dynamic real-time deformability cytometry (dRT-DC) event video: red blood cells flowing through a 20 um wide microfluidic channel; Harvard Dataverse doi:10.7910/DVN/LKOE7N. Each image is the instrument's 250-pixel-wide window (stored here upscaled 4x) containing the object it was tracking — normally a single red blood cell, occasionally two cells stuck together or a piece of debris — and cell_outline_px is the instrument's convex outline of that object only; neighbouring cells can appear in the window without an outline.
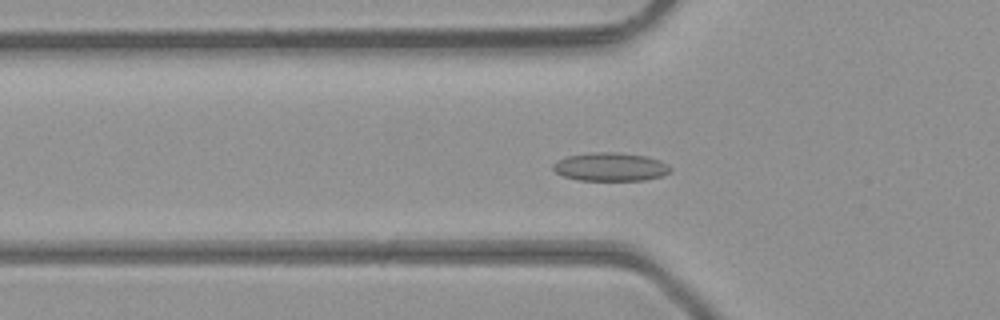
{"species": "common noctule bat (a hibernating species)", "species_latin": "Nyctalus noctula", "temperature_condition": "room temperature", "stored_images_in_passage": 34, "camera_frame_rate_fps": 3000, "um_per_image_px": 0.085, "animal": {"sex": "male", "body_mass_g": 23.1, "forearm_length_mm": 52.7}, "frame": {"image": 1, "passage_image": 2, "time_ms": 0.333, "image_size_px": [1000, 320], "cell_outline_px": [[672, 172], [664, 176], [644, 180], [580, 180], [564, 176], [556, 172], [552, 168], [552, 164], [556, 160], [568, 156], [588, 152], [616, 152], [648, 156], [660, 160], [668, 164], [672, 168]], "centroid_in_image_um": [51.93, 14.17], "position_along_channel_um": 73.9, "area_um2": 19.71}}
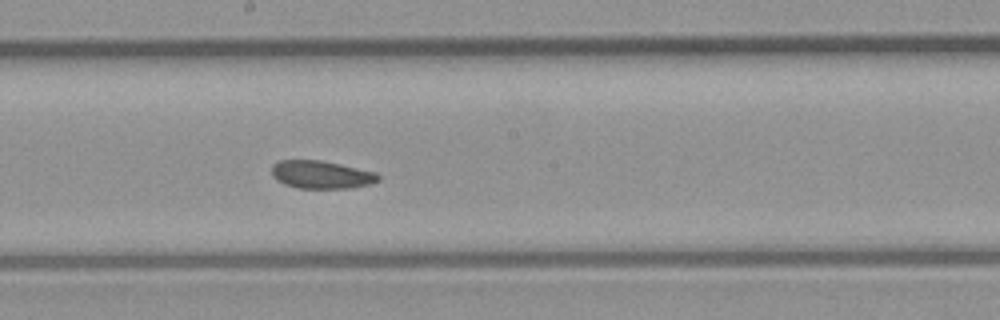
{"frame": {"image": 2, "passage_image": 12, "time_ms": 3.667, "image_size_px": [1000, 320], "cell_outline_px": [[380, 180], [372, 184], [348, 188], [296, 188], [284, 184], [276, 180], [272, 176], [272, 164], [280, 160], [320, 160], [340, 164], [376, 172], [380, 176]], "centroid_in_image_um": [27.31, 14.85], "position_along_channel_um": 220.9, "area_um2": 17.46}}
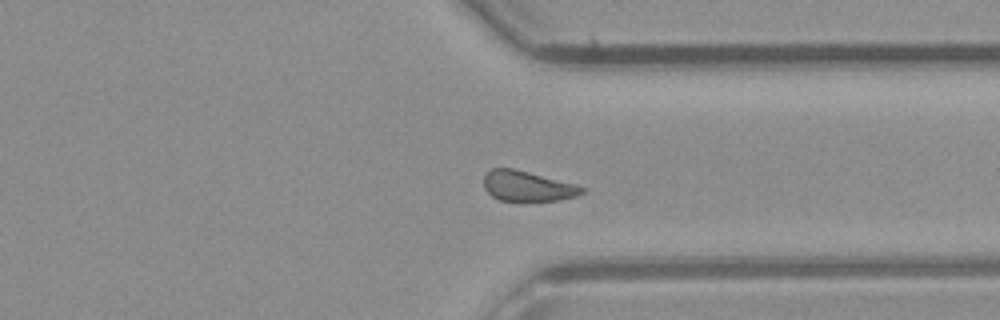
{"frame": {"image": 3, "passage_image": 22, "time_ms": 7.0, "image_size_px": [1000, 320], "cell_outline_px": [[584, 192], [576, 196], [560, 200], [500, 200], [492, 196], [484, 188], [484, 172], [492, 168], [512, 168], [576, 184], [584, 188]], "centroid_in_image_um": [44.81, 15.81], "position_along_channel_um": 366.6, "area_um2": 17.11}, "authors_computed_cell_mechanics": {"area_um2": 17.6868, "velocity_mm_per_s": 4.3843, "shape_relaxation_time_tau1_ms": 9.1708, "shape_relaxation_time_tau2_ms": 2.6119, "deformation_change_tau1": 0.1239, "deformation_change_tau2": 0.0813}}